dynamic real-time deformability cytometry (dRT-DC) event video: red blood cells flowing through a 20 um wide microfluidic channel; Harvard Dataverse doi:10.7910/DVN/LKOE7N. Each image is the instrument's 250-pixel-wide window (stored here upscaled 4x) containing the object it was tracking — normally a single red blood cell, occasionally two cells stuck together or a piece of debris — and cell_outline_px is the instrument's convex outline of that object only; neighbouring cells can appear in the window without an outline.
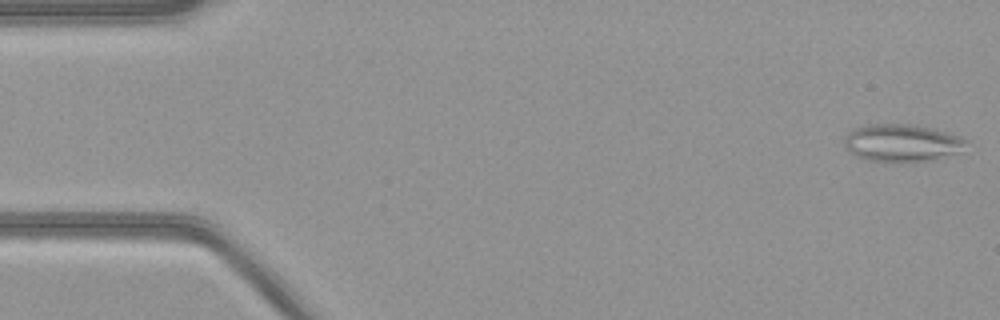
{"species": "common noctule bat (a hibernating species)", "species_latin": "Nyctalus noctula", "temperature_condition": "warm", "stored_images_in_passage": 15, "camera_frame_rate_fps": 3000, "um_per_image_px": 0.085, "animal": {"sex": "female", "body_mass_g": 21.9}, "frame": {"image": 1, "passage_image": 1, "time_ms": 0.0, "image_size_px": [1000, 320], "cell_outline_px": [[968, 140], [960, 152], [936, 160], [896, 164], [864, 160], [856, 156], [844, 144], [844, 136], [848, 132], [864, 124], [908, 124], [936, 128], [960, 136]], "centroid_in_image_um": [76.68, 12.17], "position_along_channel_um": 8.3, "area_um2": 27.46}}
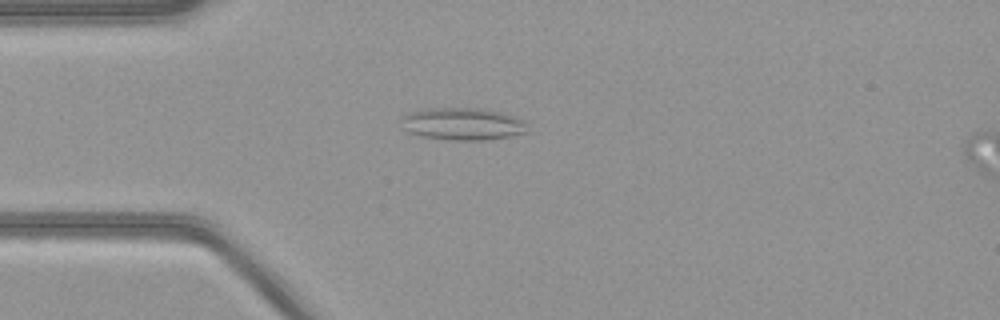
{"frame": {"image": 2, "passage_image": 13, "time_ms": 4.0, "image_size_px": [1000, 320], "cell_outline_px": [[532, 132], [512, 136], [484, 140], [448, 140], [420, 136], [408, 132], [400, 128], [400, 116], [408, 112], [428, 108], [488, 108], [524, 120], [528, 124]], "centroid_in_image_um": [39.32, 10.53], "position_along_channel_um": 45.7, "area_um2": 24.57}}